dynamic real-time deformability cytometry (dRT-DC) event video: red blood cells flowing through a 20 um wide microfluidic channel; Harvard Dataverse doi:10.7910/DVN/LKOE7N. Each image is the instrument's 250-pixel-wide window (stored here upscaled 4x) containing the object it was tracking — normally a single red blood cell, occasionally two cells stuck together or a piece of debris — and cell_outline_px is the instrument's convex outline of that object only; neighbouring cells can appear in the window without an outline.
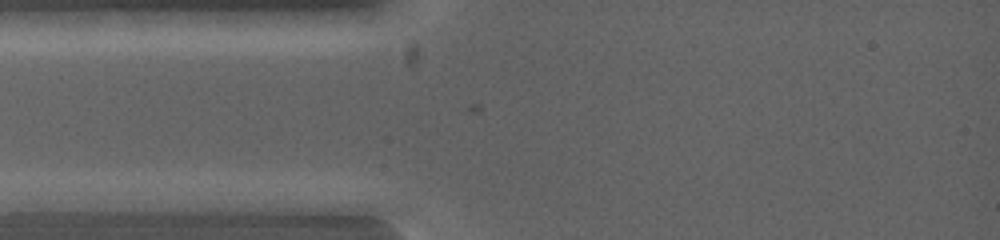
{"species": "common noctule bat (a hibernating species)", "species_latin": "Nyctalus noctula", "temperature_condition": "warm", "stored_images_in_passage": 2, "camera_frame_rate_fps": 5000, "um_per_image_px": 0.085, "animal": {"sex": "female", "body_mass_g": 19.0, "forearm_length_mm": 53.3}, "frame": {"image": 1, "passage_image": 1, "time_ms": 0.0, "image_size_px": [1000, 240], "cell_outline_px": [[108, 200], [100, 212], [16, 212], [16, 200], [64, 192]], "centroid_in_image_um": [5.16, 17.31], "position_along_channel_um": 79.8, "area_um2": 10.29}}